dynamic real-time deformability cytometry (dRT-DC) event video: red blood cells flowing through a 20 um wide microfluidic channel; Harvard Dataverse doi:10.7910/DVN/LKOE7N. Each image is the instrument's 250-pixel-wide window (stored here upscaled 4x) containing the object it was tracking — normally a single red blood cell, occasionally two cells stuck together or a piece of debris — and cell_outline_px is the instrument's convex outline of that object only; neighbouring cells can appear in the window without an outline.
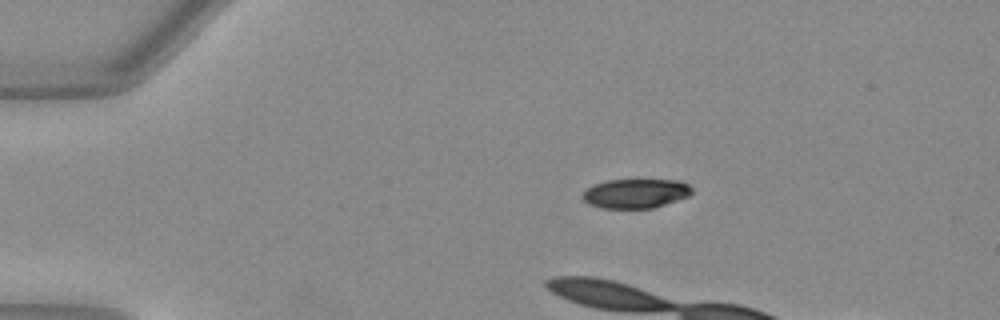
{"species": "Egyptian fruit bat (a non-hibernating species)", "species_latin": "Rousettus aegyptiacus", "temperature_condition": "warm", "stored_images_in_passage": 16, "camera_frame_rate_fps": 3000, "um_per_image_px": 0.085, "animal": {"sex": "female"}, "frame": {"image": 1, "passage_image": 10, "time_ms": 3.0, "image_size_px": [1000, 320], "cell_outline_px": [[692, 192], [688, 196], [652, 208], [604, 208], [592, 204], [584, 200], [584, 192], [588, 188], [596, 184], [608, 180], [636, 176], [676, 180], [688, 184], [692, 188]], "centroid_in_image_um": [54.08, 16.37], "position_along_channel_um": 30.9, "area_um2": 19.19}}